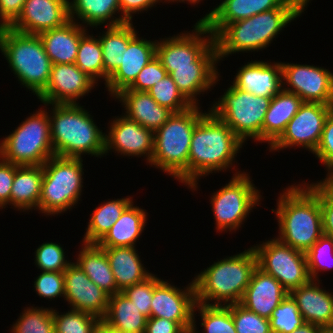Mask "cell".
Here are the masks:
<instances>
[{"label": "cell", "mask_w": 333, "mask_h": 333, "mask_svg": "<svg viewBox=\"0 0 333 333\" xmlns=\"http://www.w3.org/2000/svg\"><path fill=\"white\" fill-rule=\"evenodd\" d=\"M309 1L286 0L279 8L227 24L214 37L218 61L239 52H258L269 47L284 28L302 15Z\"/></svg>", "instance_id": "cell-1"}, {"label": "cell", "mask_w": 333, "mask_h": 333, "mask_svg": "<svg viewBox=\"0 0 333 333\" xmlns=\"http://www.w3.org/2000/svg\"><path fill=\"white\" fill-rule=\"evenodd\" d=\"M245 143L209 109L195 125L188 158V189L197 191L203 176L236 169L237 153ZM234 163V164H233Z\"/></svg>", "instance_id": "cell-2"}, {"label": "cell", "mask_w": 333, "mask_h": 333, "mask_svg": "<svg viewBox=\"0 0 333 333\" xmlns=\"http://www.w3.org/2000/svg\"><path fill=\"white\" fill-rule=\"evenodd\" d=\"M304 182V183H303ZM278 240L306 253L323 235L318 181L284 188L277 199Z\"/></svg>", "instance_id": "cell-3"}, {"label": "cell", "mask_w": 333, "mask_h": 333, "mask_svg": "<svg viewBox=\"0 0 333 333\" xmlns=\"http://www.w3.org/2000/svg\"><path fill=\"white\" fill-rule=\"evenodd\" d=\"M53 152L56 156L81 158L105 155V132L93 116L78 104H47Z\"/></svg>", "instance_id": "cell-4"}, {"label": "cell", "mask_w": 333, "mask_h": 333, "mask_svg": "<svg viewBox=\"0 0 333 333\" xmlns=\"http://www.w3.org/2000/svg\"><path fill=\"white\" fill-rule=\"evenodd\" d=\"M256 268L257 258L252 246L214 261L194 276L196 303L222 306L240 303Z\"/></svg>", "instance_id": "cell-5"}, {"label": "cell", "mask_w": 333, "mask_h": 333, "mask_svg": "<svg viewBox=\"0 0 333 333\" xmlns=\"http://www.w3.org/2000/svg\"><path fill=\"white\" fill-rule=\"evenodd\" d=\"M207 112L200 105L173 113L154 132L152 160L149 165L160 169L188 187V158L195 125Z\"/></svg>", "instance_id": "cell-6"}, {"label": "cell", "mask_w": 333, "mask_h": 333, "mask_svg": "<svg viewBox=\"0 0 333 333\" xmlns=\"http://www.w3.org/2000/svg\"><path fill=\"white\" fill-rule=\"evenodd\" d=\"M0 51L19 83L38 97L49 82L52 68L39 35L4 27L0 30Z\"/></svg>", "instance_id": "cell-7"}, {"label": "cell", "mask_w": 333, "mask_h": 333, "mask_svg": "<svg viewBox=\"0 0 333 333\" xmlns=\"http://www.w3.org/2000/svg\"><path fill=\"white\" fill-rule=\"evenodd\" d=\"M38 211L60 215L78 204L83 188V158L50 157L43 165ZM75 205V206H74Z\"/></svg>", "instance_id": "cell-8"}, {"label": "cell", "mask_w": 333, "mask_h": 333, "mask_svg": "<svg viewBox=\"0 0 333 333\" xmlns=\"http://www.w3.org/2000/svg\"><path fill=\"white\" fill-rule=\"evenodd\" d=\"M44 110L36 112L25 118L15 130L0 140V157L7 162L18 166L43 165L53 152L49 111L47 103ZM46 108V109H45Z\"/></svg>", "instance_id": "cell-9"}, {"label": "cell", "mask_w": 333, "mask_h": 333, "mask_svg": "<svg viewBox=\"0 0 333 333\" xmlns=\"http://www.w3.org/2000/svg\"><path fill=\"white\" fill-rule=\"evenodd\" d=\"M271 99L255 96L230 84L209 109L244 143L248 138L263 143V122Z\"/></svg>", "instance_id": "cell-10"}, {"label": "cell", "mask_w": 333, "mask_h": 333, "mask_svg": "<svg viewBox=\"0 0 333 333\" xmlns=\"http://www.w3.org/2000/svg\"><path fill=\"white\" fill-rule=\"evenodd\" d=\"M236 170L228 184L212 193L209 200L217 232H236L262 200L249 174Z\"/></svg>", "instance_id": "cell-11"}, {"label": "cell", "mask_w": 333, "mask_h": 333, "mask_svg": "<svg viewBox=\"0 0 333 333\" xmlns=\"http://www.w3.org/2000/svg\"><path fill=\"white\" fill-rule=\"evenodd\" d=\"M252 248L257 267L277 279L288 293L311 280L304 252L284 244L276 237Z\"/></svg>", "instance_id": "cell-12"}, {"label": "cell", "mask_w": 333, "mask_h": 333, "mask_svg": "<svg viewBox=\"0 0 333 333\" xmlns=\"http://www.w3.org/2000/svg\"><path fill=\"white\" fill-rule=\"evenodd\" d=\"M332 109L333 106L319 102H303L269 151L302 147L313 154L320 142L326 117Z\"/></svg>", "instance_id": "cell-13"}, {"label": "cell", "mask_w": 333, "mask_h": 333, "mask_svg": "<svg viewBox=\"0 0 333 333\" xmlns=\"http://www.w3.org/2000/svg\"><path fill=\"white\" fill-rule=\"evenodd\" d=\"M281 67L283 90L297 94L304 102L333 106V73L330 70L291 62H281Z\"/></svg>", "instance_id": "cell-14"}, {"label": "cell", "mask_w": 333, "mask_h": 333, "mask_svg": "<svg viewBox=\"0 0 333 333\" xmlns=\"http://www.w3.org/2000/svg\"><path fill=\"white\" fill-rule=\"evenodd\" d=\"M215 41L192 63V66L164 67L178 90L192 104L199 105L197 95L211 91L220 82ZM215 84V85H214Z\"/></svg>", "instance_id": "cell-15"}, {"label": "cell", "mask_w": 333, "mask_h": 333, "mask_svg": "<svg viewBox=\"0 0 333 333\" xmlns=\"http://www.w3.org/2000/svg\"><path fill=\"white\" fill-rule=\"evenodd\" d=\"M194 29L159 38L156 57L163 67L192 66V63L214 42V35L205 23H195Z\"/></svg>", "instance_id": "cell-16"}, {"label": "cell", "mask_w": 333, "mask_h": 333, "mask_svg": "<svg viewBox=\"0 0 333 333\" xmlns=\"http://www.w3.org/2000/svg\"><path fill=\"white\" fill-rule=\"evenodd\" d=\"M108 130L105 133V156L113 151L125 157L146 158V163L150 164L154 143L153 131L123 114L111 120Z\"/></svg>", "instance_id": "cell-17"}, {"label": "cell", "mask_w": 333, "mask_h": 333, "mask_svg": "<svg viewBox=\"0 0 333 333\" xmlns=\"http://www.w3.org/2000/svg\"><path fill=\"white\" fill-rule=\"evenodd\" d=\"M195 304L193 280L181 289L162 279L153 289L150 317L166 318L184 330L192 329Z\"/></svg>", "instance_id": "cell-18"}, {"label": "cell", "mask_w": 333, "mask_h": 333, "mask_svg": "<svg viewBox=\"0 0 333 333\" xmlns=\"http://www.w3.org/2000/svg\"><path fill=\"white\" fill-rule=\"evenodd\" d=\"M95 85L98 84L75 63L52 64L49 82L37 99L47 104H78Z\"/></svg>", "instance_id": "cell-19"}, {"label": "cell", "mask_w": 333, "mask_h": 333, "mask_svg": "<svg viewBox=\"0 0 333 333\" xmlns=\"http://www.w3.org/2000/svg\"><path fill=\"white\" fill-rule=\"evenodd\" d=\"M64 286V300L70 309L89 313L100 320L104 318L110 295L92 282L75 262L64 271Z\"/></svg>", "instance_id": "cell-20"}, {"label": "cell", "mask_w": 333, "mask_h": 333, "mask_svg": "<svg viewBox=\"0 0 333 333\" xmlns=\"http://www.w3.org/2000/svg\"><path fill=\"white\" fill-rule=\"evenodd\" d=\"M70 21L69 0H26L11 29L39 35Z\"/></svg>", "instance_id": "cell-21"}, {"label": "cell", "mask_w": 333, "mask_h": 333, "mask_svg": "<svg viewBox=\"0 0 333 333\" xmlns=\"http://www.w3.org/2000/svg\"><path fill=\"white\" fill-rule=\"evenodd\" d=\"M157 40H147L136 35L124 48L123 62L108 78L105 88L110 97L129 88L138 73L156 56Z\"/></svg>", "instance_id": "cell-22"}, {"label": "cell", "mask_w": 333, "mask_h": 333, "mask_svg": "<svg viewBox=\"0 0 333 333\" xmlns=\"http://www.w3.org/2000/svg\"><path fill=\"white\" fill-rule=\"evenodd\" d=\"M231 84L255 96L272 98L282 89L281 62L251 60L239 68Z\"/></svg>", "instance_id": "cell-23"}, {"label": "cell", "mask_w": 333, "mask_h": 333, "mask_svg": "<svg viewBox=\"0 0 333 333\" xmlns=\"http://www.w3.org/2000/svg\"><path fill=\"white\" fill-rule=\"evenodd\" d=\"M288 294L277 279L257 267L239 304L261 317L270 319L274 309Z\"/></svg>", "instance_id": "cell-24"}, {"label": "cell", "mask_w": 333, "mask_h": 333, "mask_svg": "<svg viewBox=\"0 0 333 333\" xmlns=\"http://www.w3.org/2000/svg\"><path fill=\"white\" fill-rule=\"evenodd\" d=\"M320 283V280H310L289 295L296 302L305 323L323 329L333 328V292L326 291L322 285L321 288Z\"/></svg>", "instance_id": "cell-25"}, {"label": "cell", "mask_w": 333, "mask_h": 333, "mask_svg": "<svg viewBox=\"0 0 333 333\" xmlns=\"http://www.w3.org/2000/svg\"><path fill=\"white\" fill-rule=\"evenodd\" d=\"M286 0H222L209 13L197 20L205 23L214 37L227 25L256 14L279 8Z\"/></svg>", "instance_id": "cell-26"}, {"label": "cell", "mask_w": 333, "mask_h": 333, "mask_svg": "<svg viewBox=\"0 0 333 333\" xmlns=\"http://www.w3.org/2000/svg\"><path fill=\"white\" fill-rule=\"evenodd\" d=\"M114 99L119 100L125 116L141 126L155 132L173 114L167 107L160 106L146 91L122 90Z\"/></svg>", "instance_id": "cell-27"}, {"label": "cell", "mask_w": 333, "mask_h": 333, "mask_svg": "<svg viewBox=\"0 0 333 333\" xmlns=\"http://www.w3.org/2000/svg\"><path fill=\"white\" fill-rule=\"evenodd\" d=\"M88 32L76 21L39 34L44 50L52 64L75 63L81 38Z\"/></svg>", "instance_id": "cell-28"}, {"label": "cell", "mask_w": 333, "mask_h": 333, "mask_svg": "<svg viewBox=\"0 0 333 333\" xmlns=\"http://www.w3.org/2000/svg\"><path fill=\"white\" fill-rule=\"evenodd\" d=\"M69 14L70 20L86 28L118 26L128 22L121 15L119 0H69Z\"/></svg>", "instance_id": "cell-29"}, {"label": "cell", "mask_w": 333, "mask_h": 333, "mask_svg": "<svg viewBox=\"0 0 333 333\" xmlns=\"http://www.w3.org/2000/svg\"><path fill=\"white\" fill-rule=\"evenodd\" d=\"M104 249L109 265L113 272L117 289L122 292L125 288L140 283L153 273L146 270L138 250L135 247H101Z\"/></svg>", "instance_id": "cell-30"}, {"label": "cell", "mask_w": 333, "mask_h": 333, "mask_svg": "<svg viewBox=\"0 0 333 333\" xmlns=\"http://www.w3.org/2000/svg\"><path fill=\"white\" fill-rule=\"evenodd\" d=\"M303 100L295 93L281 89L272 97L263 122V142L270 147L285 131Z\"/></svg>", "instance_id": "cell-31"}, {"label": "cell", "mask_w": 333, "mask_h": 333, "mask_svg": "<svg viewBox=\"0 0 333 333\" xmlns=\"http://www.w3.org/2000/svg\"><path fill=\"white\" fill-rule=\"evenodd\" d=\"M133 203L97 243L100 247H136L137 240L145 230L148 213Z\"/></svg>", "instance_id": "cell-32"}, {"label": "cell", "mask_w": 333, "mask_h": 333, "mask_svg": "<svg viewBox=\"0 0 333 333\" xmlns=\"http://www.w3.org/2000/svg\"><path fill=\"white\" fill-rule=\"evenodd\" d=\"M42 179V165L18 166L11 187V208H17L20 212L33 209L38 211Z\"/></svg>", "instance_id": "cell-33"}, {"label": "cell", "mask_w": 333, "mask_h": 333, "mask_svg": "<svg viewBox=\"0 0 333 333\" xmlns=\"http://www.w3.org/2000/svg\"><path fill=\"white\" fill-rule=\"evenodd\" d=\"M75 263L88 278L109 295L119 293L107 255L97 243H84Z\"/></svg>", "instance_id": "cell-34"}, {"label": "cell", "mask_w": 333, "mask_h": 333, "mask_svg": "<svg viewBox=\"0 0 333 333\" xmlns=\"http://www.w3.org/2000/svg\"><path fill=\"white\" fill-rule=\"evenodd\" d=\"M99 34L102 46L104 63V84L123 62L124 48L138 34L133 22H127L118 26H107L105 31ZM101 35V36H100Z\"/></svg>", "instance_id": "cell-35"}, {"label": "cell", "mask_w": 333, "mask_h": 333, "mask_svg": "<svg viewBox=\"0 0 333 333\" xmlns=\"http://www.w3.org/2000/svg\"><path fill=\"white\" fill-rule=\"evenodd\" d=\"M118 332L144 333L147 317L122 292L110 295L107 312L101 320Z\"/></svg>", "instance_id": "cell-36"}, {"label": "cell", "mask_w": 333, "mask_h": 333, "mask_svg": "<svg viewBox=\"0 0 333 333\" xmlns=\"http://www.w3.org/2000/svg\"><path fill=\"white\" fill-rule=\"evenodd\" d=\"M95 207L89 219L82 243H98L133 202L131 196L108 199Z\"/></svg>", "instance_id": "cell-37"}, {"label": "cell", "mask_w": 333, "mask_h": 333, "mask_svg": "<svg viewBox=\"0 0 333 333\" xmlns=\"http://www.w3.org/2000/svg\"><path fill=\"white\" fill-rule=\"evenodd\" d=\"M196 311L201 317L202 333H237L232 319L231 310L222 305H205L196 303L193 311L192 332L198 333L196 325Z\"/></svg>", "instance_id": "cell-38"}, {"label": "cell", "mask_w": 333, "mask_h": 333, "mask_svg": "<svg viewBox=\"0 0 333 333\" xmlns=\"http://www.w3.org/2000/svg\"><path fill=\"white\" fill-rule=\"evenodd\" d=\"M75 65L97 84L104 81V63L99 37L87 32L80 40ZM101 78V79H100Z\"/></svg>", "instance_id": "cell-39"}, {"label": "cell", "mask_w": 333, "mask_h": 333, "mask_svg": "<svg viewBox=\"0 0 333 333\" xmlns=\"http://www.w3.org/2000/svg\"><path fill=\"white\" fill-rule=\"evenodd\" d=\"M11 328V333H55L53 308L26 307Z\"/></svg>", "instance_id": "cell-40"}, {"label": "cell", "mask_w": 333, "mask_h": 333, "mask_svg": "<svg viewBox=\"0 0 333 333\" xmlns=\"http://www.w3.org/2000/svg\"><path fill=\"white\" fill-rule=\"evenodd\" d=\"M55 333H94L100 319L89 313L70 309L59 313L53 308Z\"/></svg>", "instance_id": "cell-41"}, {"label": "cell", "mask_w": 333, "mask_h": 333, "mask_svg": "<svg viewBox=\"0 0 333 333\" xmlns=\"http://www.w3.org/2000/svg\"><path fill=\"white\" fill-rule=\"evenodd\" d=\"M147 92L160 106L167 107L173 113L183 112L193 106L178 90L169 74Z\"/></svg>", "instance_id": "cell-42"}, {"label": "cell", "mask_w": 333, "mask_h": 333, "mask_svg": "<svg viewBox=\"0 0 333 333\" xmlns=\"http://www.w3.org/2000/svg\"><path fill=\"white\" fill-rule=\"evenodd\" d=\"M311 280L319 281V272L333 268V240L323 234L305 253Z\"/></svg>", "instance_id": "cell-43"}, {"label": "cell", "mask_w": 333, "mask_h": 333, "mask_svg": "<svg viewBox=\"0 0 333 333\" xmlns=\"http://www.w3.org/2000/svg\"><path fill=\"white\" fill-rule=\"evenodd\" d=\"M304 323L296 302L289 294L274 309L270 318L272 333H292Z\"/></svg>", "instance_id": "cell-44"}, {"label": "cell", "mask_w": 333, "mask_h": 333, "mask_svg": "<svg viewBox=\"0 0 333 333\" xmlns=\"http://www.w3.org/2000/svg\"><path fill=\"white\" fill-rule=\"evenodd\" d=\"M34 254V263L41 271L64 272L72 263L66 260L64 248L60 243H42Z\"/></svg>", "instance_id": "cell-45"}, {"label": "cell", "mask_w": 333, "mask_h": 333, "mask_svg": "<svg viewBox=\"0 0 333 333\" xmlns=\"http://www.w3.org/2000/svg\"><path fill=\"white\" fill-rule=\"evenodd\" d=\"M226 306L231 310L237 333H272L270 319L247 310L239 303Z\"/></svg>", "instance_id": "cell-46"}, {"label": "cell", "mask_w": 333, "mask_h": 333, "mask_svg": "<svg viewBox=\"0 0 333 333\" xmlns=\"http://www.w3.org/2000/svg\"><path fill=\"white\" fill-rule=\"evenodd\" d=\"M161 280L157 275L152 274L144 281L125 288L122 293L133 302L142 314L150 318L153 289Z\"/></svg>", "instance_id": "cell-47"}, {"label": "cell", "mask_w": 333, "mask_h": 333, "mask_svg": "<svg viewBox=\"0 0 333 333\" xmlns=\"http://www.w3.org/2000/svg\"><path fill=\"white\" fill-rule=\"evenodd\" d=\"M34 291L41 298H64V272L41 271L34 281Z\"/></svg>", "instance_id": "cell-48"}, {"label": "cell", "mask_w": 333, "mask_h": 333, "mask_svg": "<svg viewBox=\"0 0 333 333\" xmlns=\"http://www.w3.org/2000/svg\"><path fill=\"white\" fill-rule=\"evenodd\" d=\"M313 154L328 171L324 179L333 180V109L326 117L320 142Z\"/></svg>", "instance_id": "cell-49"}, {"label": "cell", "mask_w": 333, "mask_h": 333, "mask_svg": "<svg viewBox=\"0 0 333 333\" xmlns=\"http://www.w3.org/2000/svg\"><path fill=\"white\" fill-rule=\"evenodd\" d=\"M167 70L162 66L160 60L155 56L138 73L134 83L127 89L134 91H148L155 83L159 82L167 75Z\"/></svg>", "instance_id": "cell-50"}, {"label": "cell", "mask_w": 333, "mask_h": 333, "mask_svg": "<svg viewBox=\"0 0 333 333\" xmlns=\"http://www.w3.org/2000/svg\"><path fill=\"white\" fill-rule=\"evenodd\" d=\"M323 233H333V180H318Z\"/></svg>", "instance_id": "cell-51"}, {"label": "cell", "mask_w": 333, "mask_h": 333, "mask_svg": "<svg viewBox=\"0 0 333 333\" xmlns=\"http://www.w3.org/2000/svg\"><path fill=\"white\" fill-rule=\"evenodd\" d=\"M18 165L5 161L0 157V209L10 206L11 187Z\"/></svg>", "instance_id": "cell-52"}, {"label": "cell", "mask_w": 333, "mask_h": 333, "mask_svg": "<svg viewBox=\"0 0 333 333\" xmlns=\"http://www.w3.org/2000/svg\"><path fill=\"white\" fill-rule=\"evenodd\" d=\"M160 2L162 3L163 0H119V6L121 15L128 22H132L134 14L148 11V9H151L154 6L156 7V4Z\"/></svg>", "instance_id": "cell-53"}, {"label": "cell", "mask_w": 333, "mask_h": 333, "mask_svg": "<svg viewBox=\"0 0 333 333\" xmlns=\"http://www.w3.org/2000/svg\"><path fill=\"white\" fill-rule=\"evenodd\" d=\"M26 0H0V30L9 27L20 15Z\"/></svg>", "instance_id": "cell-54"}, {"label": "cell", "mask_w": 333, "mask_h": 333, "mask_svg": "<svg viewBox=\"0 0 333 333\" xmlns=\"http://www.w3.org/2000/svg\"><path fill=\"white\" fill-rule=\"evenodd\" d=\"M185 330L175 321L166 318H147L144 333H183Z\"/></svg>", "instance_id": "cell-55"}, {"label": "cell", "mask_w": 333, "mask_h": 333, "mask_svg": "<svg viewBox=\"0 0 333 333\" xmlns=\"http://www.w3.org/2000/svg\"><path fill=\"white\" fill-rule=\"evenodd\" d=\"M323 328L310 323H304L301 327L294 330L292 333H321Z\"/></svg>", "instance_id": "cell-56"}, {"label": "cell", "mask_w": 333, "mask_h": 333, "mask_svg": "<svg viewBox=\"0 0 333 333\" xmlns=\"http://www.w3.org/2000/svg\"><path fill=\"white\" fill-rule=\"evenodd\" d=\"M94 333H119V332L110 328L104 322L100 321V323L97 325Z\"/></svg>", "instance_id": "cell-57"}, {"label": "cell", "mask_w": 333, "mask_h": 333, "mask_svg": "<svg viewBox=\"0 0 333 333\" xmlns=\"http://www.w3.org/2000/svg\"><path fill=\"white\" fill-rule=\"evenodd\" d=\"M200 1H203V0H164L163 3H164V2H165V3L168 2V4H169L170 2H171V3H172V2H173V3H174V2H176V3H178V2H180V3H181V2H182V3H185V2H186L187 4L190 3L191 5L193 4V5L195 6L196 4L198 5V3H200ZM188 2H189V3H188Z\"/></svg>", "instance_id": "cell-58"}, {"label": "cell", "mask_w": 333, "mask_h": 333, "mask_svg": "<svg viewBox=\"0 0 333 333\" xmlns=\"http://www.w3.org/2000/svg\"><path fill=\"white\" fill-rule=\"evenodd\" d=\"M321 333H333V328L323 329Z\"/></svg>", "instance_id": "cell-59"}, {"label": "cell", "mask_w": 333, "mask_h": 333, "mask_svg": "<svg viewBox=\"0 0 333 333\" xmlns=\"http://www.w3.org/2000/svg\"><path fill=\"white\" fill-rule=\"evenodd\" d=\"M323 234L330 236L333 240V233H323Z\"/></svg>", "instance_id": "cell-60"}, {"label": "cell", "mask_w": 333, "mask_h": 333, "mask_svg": "<svg viewBox=\"0 0 333 333\" xmlns=\"http://www.w3.org/2000/svg\"><path fill=\"white\" fill-rule=\"evenodd\" d=\"M183 333H193L191 329L185 330Z\"/></svg>", "instance_id": "cell-61"}, {"label": "cell", "mask_w": 333, "mask_h": 333, "mask_svg": "<svg viewBox=\"0 0 333 333\" xmlns=\"http://www.w3.org/2000/svg\"><path fill=\"white\" fill-rule=\"evenodd\" d=\"M119 333H136V332L128 331V332H119Z\"/></svg>", "instance_id": "cell-62"}]
</instances>
